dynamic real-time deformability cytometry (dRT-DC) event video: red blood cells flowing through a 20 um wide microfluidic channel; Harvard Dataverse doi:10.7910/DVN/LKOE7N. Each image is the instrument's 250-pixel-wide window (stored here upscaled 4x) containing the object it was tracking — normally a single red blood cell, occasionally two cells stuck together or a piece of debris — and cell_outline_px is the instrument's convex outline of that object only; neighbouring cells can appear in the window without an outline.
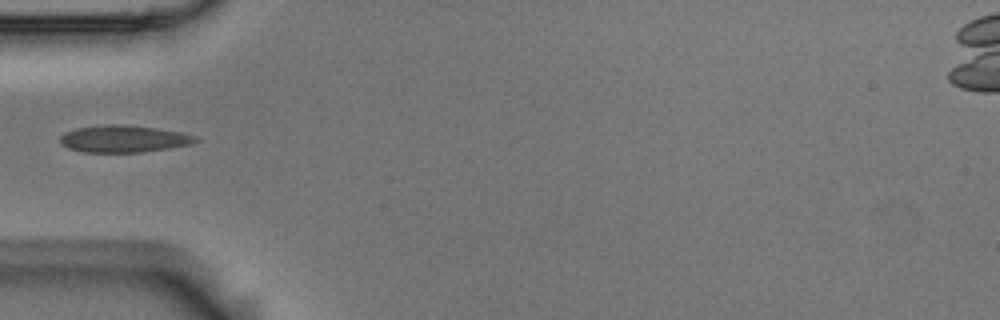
{"species": "Egyptian fruit bat (a non-hibernating species)", "species_latin": "Rousettus aegyptiacus", "temperature_condition": "room temperature", "stored_images_in_passage": 38, "camera_frame_rate_fps": 3000, "um_per_image_px": 0.085, "animal": {"sex": "male"}, "frame": {"image": 1, "passage_image": 1, "time_ms": 0.0, "image_size_px": [1000, 320], "cell_outline_px": [[200, 140], [192, 144], [144, 152], [84, 152], [68, 148], [60, 144], [60, 136], [64, 132], [76, 128], [104, 124], [124, 124], [156, 128], [180, 132], [196, 136]], "centroid_in_image_um": [10.5, 11.79], "position_along_channel_um": 74.5, "area_um2": 21.5}}
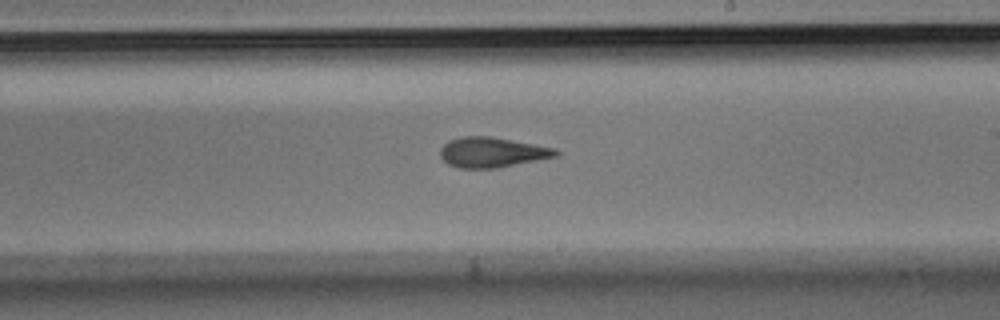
{"frame": {"image": 2, "passage_image": 15, "time_ms": 4.667, "image_size_px": [1000, 320], "cell_outline_px": [[560, 156], [496, 168], [460, 168], [448, 164], [440, 156], [440, 148], [448, 140], [464, 136], [492, 136], [556, 148], [560, 152]], "centroid_in_image_um": [41.85, 12.94], "position_along_channel_um": 247.1, "area_um2": 20.46}}
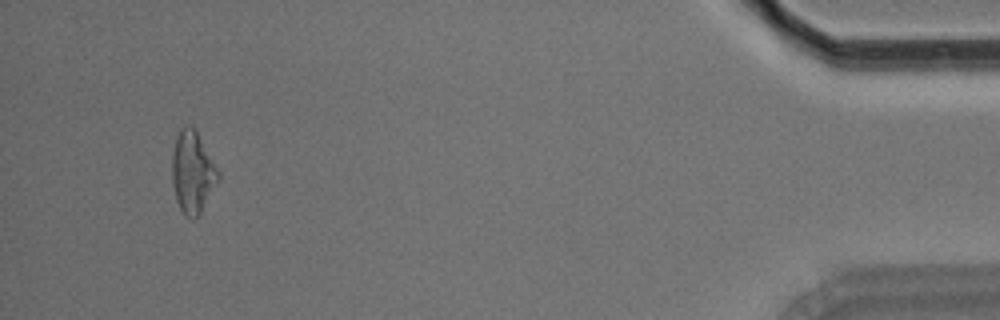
{"frame": {"image": 3, "passage_image": 35, "time_ms": 11.333, "image_size_px": [1000, 320], "cell_outline_px": [[220, 180], [200, 216], [192, 220], [184, 216], [176, 200], [172, 180], [172, 156], [176, 140], [180, 128], [184, 124], [192, 124], [196, 128], [220, 172]], "centroid_in_image_um": [16.4, 14.65], "position_along_channel_um": 418.8, "area_um2": 22.72}}